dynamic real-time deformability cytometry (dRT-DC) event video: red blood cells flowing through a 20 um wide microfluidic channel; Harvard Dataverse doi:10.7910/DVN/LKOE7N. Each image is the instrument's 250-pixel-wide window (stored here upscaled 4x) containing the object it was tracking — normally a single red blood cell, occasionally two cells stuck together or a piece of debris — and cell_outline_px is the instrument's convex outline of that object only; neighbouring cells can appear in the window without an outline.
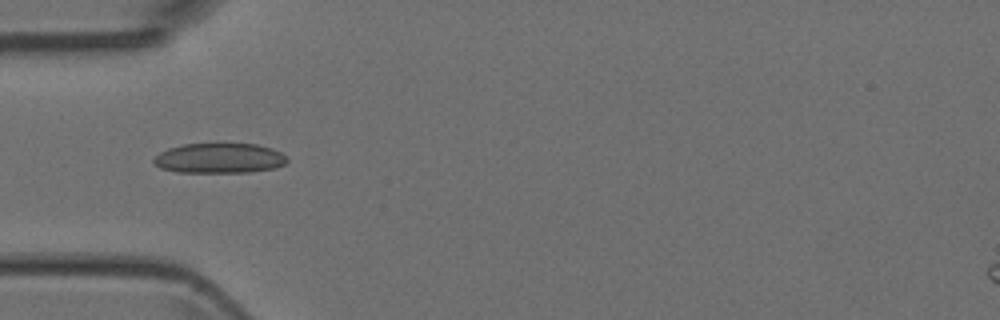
{"species": "Egyptian fruit bat (a non-hibernating species)", "species_latin": "Rousettus aegyptiacus", "temperature_condition": "room temperature", "stored_images_in_passage": 5, "camera_frame_rate_fps": 3000, "um_per_image_px": 0.085, "animal": {"sex": "female"}, "frame": {"image": 1, "passage_image": 1, "time_ms": 0.0, "image_size_px": [1000, 320], "cell_outline_px": [[288, 160], [284, 164], [276, 168], [248, 172], [176, 172], [160, 168], [152, 160], [160, 152], [168, 148], [184, 144], [256, 144], [272, 148], [288, 156]], "centroid_in_image_um": [18.67, 13.45], "position_along_channel_um": 66.3, "area_um2": 23.35}}
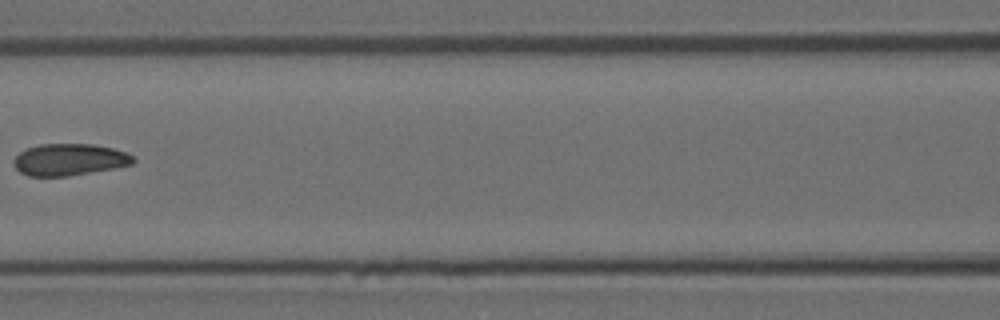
{"frame": {"image": 2, "passage_image": 3, "time_ms": 2.333, "image_size_px": [1000, 320], "cell_outline_px": [[136, 160], [132, 164], [112, 168], [68, 176], [28, 176], [20, 172], [12, 164], [16, 156], [20, 152], [28, 148], [40, 144], [92, 144], [112, 148], [128, 152]], "centroid_in_image_um": [5.89, 13.56], "position_along_channel_um": 160.7, "area_um2": 22.02}}
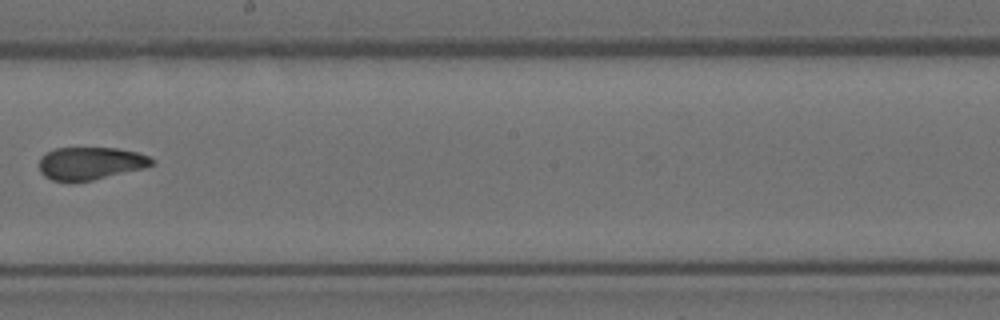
{"frame": {"image": 3, "passage_image": 5, "time_ms": 4.333, "image_size_px": [1000, 320], "cell_outline_px": [[156, 164], [144, 168], [92, 180], [52, 180], [44, 176], [40, 172], [40, 160], [48, 152], [56, 148], [116, 148], [136, 152], [148, 156], [156, 160]], "centroid_in_image_um": [7.74, 13.87], "position_along_channel_um": 240.5, "area_um2": 21.1}}